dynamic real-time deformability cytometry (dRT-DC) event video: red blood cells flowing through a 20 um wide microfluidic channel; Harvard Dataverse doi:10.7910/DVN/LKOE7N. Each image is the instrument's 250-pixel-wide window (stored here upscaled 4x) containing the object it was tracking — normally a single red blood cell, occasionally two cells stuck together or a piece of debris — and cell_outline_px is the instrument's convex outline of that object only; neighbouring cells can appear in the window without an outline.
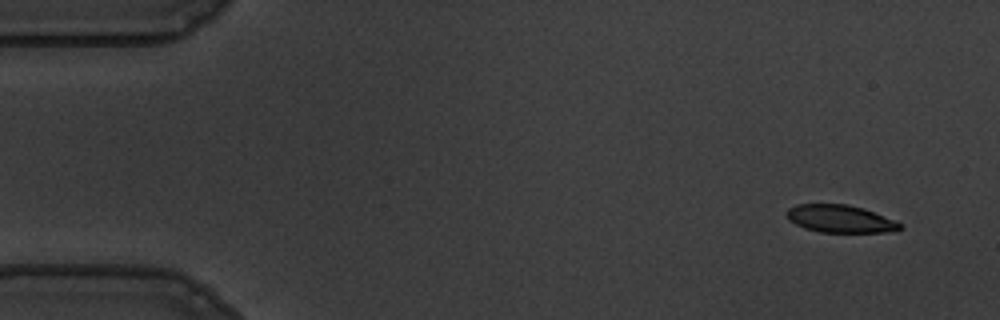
{"species": "common noctule bat (a hibernating species)", "species_latin": "Nyctalus noctula", "temperature_condition": "warm", "stored_images_in_passage": 55, "camera_frame_rate_fps": 3000, "um_per_image_px": 0.085, "animal": {"sex": "male", "body_mass_g": 19.5, "forearm_length_mm": 54.6}, "frame": {"image": 1, "passage_image": 3, "time_ms": 0.667, "image_size_px": [1000, 320], "cell_outline_px": [[904, 228], [896, 232], [820, 232], [804, 228], [788, 220], [788, 208], [796, 204], [848, 204], [864, 208], [896, 220]], "centroid_in_image_um": [71.47, 18.6], "position_along_channel_um": 13.5, "area_um2": 18.38}}
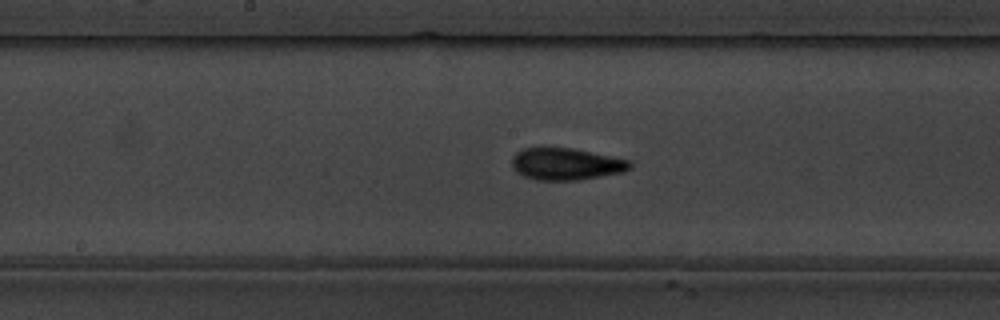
{"frame": {"image": 2, "passage_image": 28, "time_ms": 9.0, "image_size_px": [1000, 320], "cell_outline_px": [[632, 168], [624, 172], [580, 180], [536, 180], [524, 176], [516, 172], [512, 168], [512, 156], [516, 152], [524, 148], [572, 148], [632, 160]], "centroid_in_image_um": [48.14, 13.95], "position_along_channel_um": 200.1, "area_um2": 22.2}}
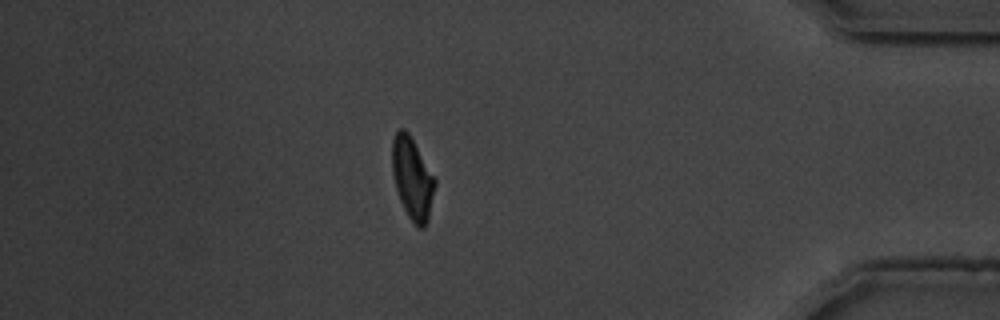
{"frame": {"image": 3, "passage_image": 48, "time_ms": 15.667, "image_size_px": [1000, 320], "cell_outline_px": [[436, 184], [428, 220], [424, 228], [420, 228], [408, 216], [400, 200], [396, 188], [392, 172], [392, 140], [396, 132], [400, 128], [404, 128], [408, 132], [436, 180]], "centroid_in_image_um": [35.04, 15.15], "position_along_channel_um": 400.2, "area_um2": 20.11}, "authors_computed_cell_mechanics": {"area_um2": 20.4612, "velocity_mm_per_s": 3.5854, "shape_relaxation_time_tau1_ms": 4.4793, "shape_relaxation_time_tau2_ms": 1.8089, "deformation_change_tau1": 0.1494, "deformation_change_tau2": 0.0688}}